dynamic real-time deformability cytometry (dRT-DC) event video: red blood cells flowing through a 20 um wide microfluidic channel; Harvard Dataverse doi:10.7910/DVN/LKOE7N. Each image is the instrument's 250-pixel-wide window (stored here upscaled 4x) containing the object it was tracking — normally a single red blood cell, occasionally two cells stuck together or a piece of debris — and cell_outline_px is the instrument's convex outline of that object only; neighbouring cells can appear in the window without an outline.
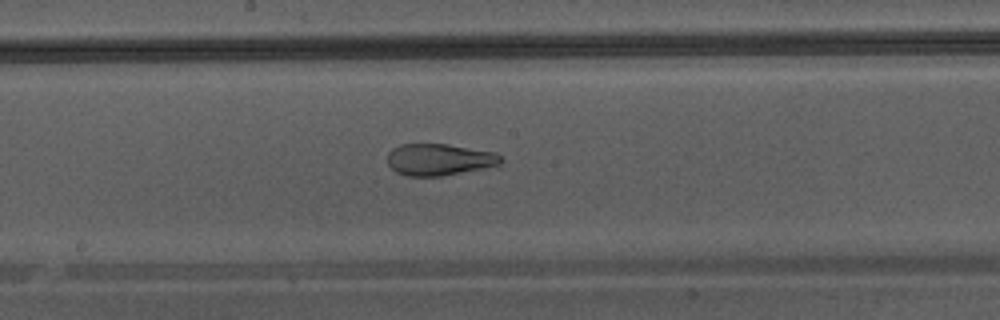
{"species": "Egyptian fruit bat (a non-hibernating species)", "species_latin": "Rousettus aegyptiacus", "temperature_condition": "warm", "stored_images_in_passage": 37, "camera_frame_rate_fps": 3000, "um_per_image_px": 0.085, "animal": {"sex": "male"}, "frame": {"image": 1, "passage_image": 16, "time_ms": 5.0, "image_size_px": [1000, 320], "cell_outline_px": [[504, 160], [500, 164], [440, 176], [408, 176], [396, 172], [388, 164], [388, 152], [392, 148], [400, 144], [448, 144], [496, 152]], "centroid_in_image_um": [37.31, 13.54], "position_along_channel_um": 210.9, "area_um2": 20.81}}
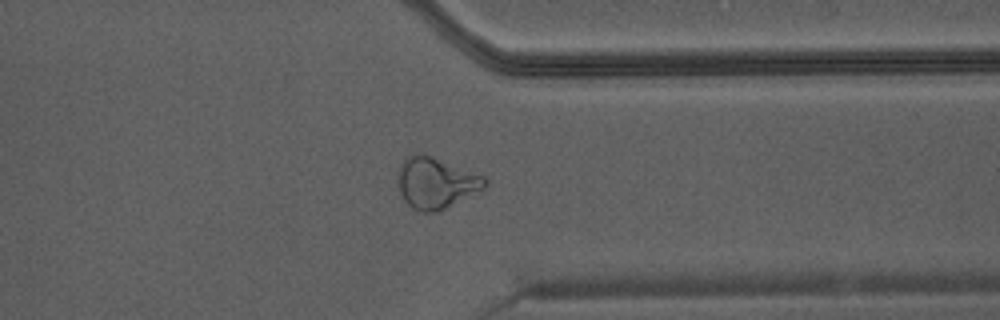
{"frame": {"image": 2, "passage_image": 27, "time_ms": 8.667, "image_size_px": [1000, 320], "cell_outline_px": [[488, 184], [484, 188], [436, 212], [424, 212], [412, 208], [404, 200], [400, 192], [400, 164], [404, 160], [412, 156], [424, 152], [484, 176], [488, 180]], "centroid_in_image_um": [37.08, 15.53], "position_along_channel_um": 374.3, "area_um2": 25.37}}